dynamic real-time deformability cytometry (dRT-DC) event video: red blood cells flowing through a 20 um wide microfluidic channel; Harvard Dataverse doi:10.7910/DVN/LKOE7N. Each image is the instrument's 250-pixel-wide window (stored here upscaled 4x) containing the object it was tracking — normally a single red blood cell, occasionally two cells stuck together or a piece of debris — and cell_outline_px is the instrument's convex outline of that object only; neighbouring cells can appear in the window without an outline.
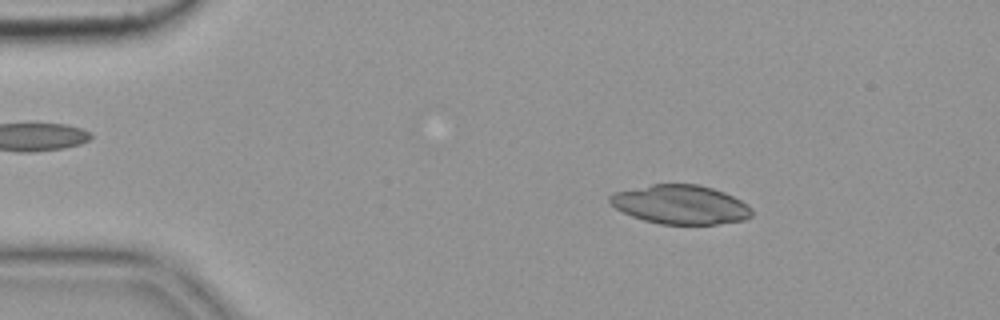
{"species": "common noctule bat (a hibernating species)", "species_latin": "Nyctalus noctula", "temperature_condition": "cold", "stored_images_in_passage": 54, "camera_frame_rate_fps": 3000, "um_per_image_px": 0.085, "animal": {"sex": "female", "body_mass_g": 19.9}, "frame": {"image": 1, "passage_image": 8, "time_ms": 2.333, "image_size_px": [1000, 320], "cell_outline_px": [[752, 216], [744, 220], [716, 224], [660, 224], [644, 220], [632, 216], [616, 208], [608, 200], [608, 196], [612, 192], [652, 184], [696, 184], [712, 188], [724, 192], [748, 204], [752, 208]], "centroid_in_image_um": [57.84, 17.38], "position_along_channel_um": 27.2, "area_um2": 32.31}}